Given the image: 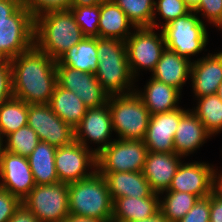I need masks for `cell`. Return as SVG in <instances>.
<instances>
[{"label": "cell", "mask_w": 222, "mask_h": 222, "mask_svg": "<svg viewBox=\"0 0 222 222\" xmlns=\"http://www.w3.org/2000/svg\"><path fill=\"white\" fill-rule=\"evenodd\" d=\"M135 28L153 27L155 0H112Z\"/></svg>", "instance_id": "1f68e13d"}, {"label": "cell", "mask_w": 222, "mask_h": 222, "mask_svg": "<svg viewBox=\"0 0 222 222\" xmlns=\"http://www.w3.org/2000/svg\"><path fill=\"white\" fill-rule=\"evenodd\" d=\"M144 89V92L136 89L134 91L145 104L150 115L180 108L177 105L181 96V92L178 89L154 78H150Z\"/></svg>", "instance_id": "cb8c5ba5"}, {"label": "cell", "mask_w": 222, "mask_h": 222, "mask_svg": "<svg viewBox=\"0 0 222 222\" xmlns=\"http://www.w3.org/2000/svg\"><path fill=\"white\" fill-rule=\"evenodd\" d=\"M183 1L188 7L191 8V10H194L200 2V0H183Z\"/></svg>", "instance_id": "c3c4849f"}, {"label": "cell", "mask_w": 222, "mask_h": 222, "mask_svg": "<svg viewBox=\"0 0 222 222\" xmlns=\"http://www.w3.org/2000/svg\"><path fill=\"white\" fill-rule=\"evenodd\" d=\"M84 37L70 10L52 11L35 18L34 45L56 61Z\"/></svg>", "instance_id": "7a4b0ae2"}, {"label": "cell", "mask_w": 222, "mask_h": 222, "mask_svg": "<svg viewBox=\"0 0 222 222\" xmlns=\"http://www.w3.org/2000/svg\"><path fill=\"white\" fill-rule=\"evenodd\" d=\"M125 44L128 64L135 79L140 69L153 72L166 48L162 30L160 34H156L153 27L135 28Z\"/></svg>", "instance_id": "9c48e42d"}, {"label": "cell", "mask_w": 222, "mask_h": 222, "mask_svg": "<svg viewBox=\"0 0 222 222\" xmlns=\"http://www.w3.org/2000/svg\"><path fill=\"white\" fill-rule=\"evenodd\" d=\"M4 140L2 138V136L0 135V161H1V157H2V153L4 151Z\"/></svg>", "instance_id": "681fc988"}, {"label": "cell", "mask_w": 222, "mask_h": 222, "mask_svg": "<svg viewBox=\"0 0 222 222\" xmlns=\"http://www.w3.org/2000/svg\"><path fill=\"white\" fill-rule=\"evenodd\" d=\"M218 176V177H217ZM214 192L222 198V172H216L214 180Z\"/></svg>", "instance_id": "bcb514c9"}, {"label": "cell", "mask_w": 222, "mask_h": 222, "mask_svg": "<svg viewBox=\"0 0 222 222\" xmlns=\"http://www.w3.org/2000/svg\"><path fill=\"white\" fill-rule=\"evenodd\" d=\"M8 222H40L23 204L14 212Z\"/></svg>", "instance_id": "7bdbcfd3"}, {"label": "cell", "mask_w": 222, "mask_h": 222, "mask_svg": "<svg viewBox=\"0 0 222 222\" xmlns=\"http://www.w3.org/2000/svg\"><path fill=\"white\" fill-rule=\"evenodd\" d=\"M98 67L95 76L109 95L134 92V76L130 70L126 44L122 40L97 38Z\"/></svg>", "instance_id": "3957f363"}, {"label": "cell", "mask_w": 222, "mask_h": 222, "mask_svg": "<svg viewBox=\"0 0 222 222\" xmlns=\"http://www.w3.org/2000/svg\"><path fill=\"white\" fill-rule=\"evenodd\" d=\"M216 95L222 100V82L218 86V90L216 92Z\"/></svg>", "instance_id": "f907efd6"}, {"label": "cell", "mask_w": 222, "mask_h": 222, "mask_svg": "<svg viewBox=\"0 0 222 222\" xmlns=\"http://www.w3.org/2000/svg\"><path fill=\"white\" fill-rule=\"evenodd\" d=\"M0 188L17 196L21 201L35 187L27 157L4 150L0 161Z\"/></svg>", "instance_id": "9a60e30c"}, {"label": "cell", "mask_w": 222, "mask_h": 222, "mask_svg": "<svg viewBox=\"0 0 222 222\" xmlns=\"http://www.w3.org/2000/svg\"><path fill=\"white\" fill-rule=\"evenodd\" d=\"M191 64V60L165 48L152 72V78L168 84L181 92L183 85L186 84L191 74Z\"/></svg>", "instance_id": "603a6c76"}, {"label": "cell", "mask_w": 222, "mask_h": 222, "mask_svg": "<svg viewBox=\"0 0 222 222\" xmlns=\"http://www.w3.org/2000/svg\"><path fill=\"white\" fill-rule=\"evenodd\" d=\"M49 106L66 124L75 129L87 111L84 102L72 91L56 84Z\"/></svg>", "instance_id": "484cf974"}, {"label": "cell", "mask_w": 222, "mask_h": 222, "mask_svg": "<svg viewBox=\"0 0 222 222\" xmlns=\"http://www.w3.org/2000/svg\"><path fill=\"white\" fill-rule=\"evenodd\" d=\"M62 222H105L99 219L80 217L69 214Z\"/></svg>", "instance_id": "ee69618b"}, {"label": "cell", "mask_w": 222, "mask_h": 222, "mask_svg": "<svg viewBox=\"0 0 222 222\" xmlns=\"http://www.w3.org/2000/svg\"><path fill=\"white\" fill-rule=\"evenodd\" d=\"M69 214L112 221L113 200L105 177L97 170L89 177L68 184Z\"/></svg>", "instance_id": "277c9868"}, {"label": "cell", "mask_w": 222, "mask_h": 222, "mask_svg": "<svg viewBox=\"0 0 222 222\" xmlns=\"http://www.w3.org/2000/svg\"><path fill=\"white\" fill-rule=\"evenodd\" d=\"M106 0H72L71 6H95Z\"/></svg>", "instance_id": "f6af8a7d"}, {"label": "cell", "mask_w": 222, "mask_h": 222, "mask_svg": "<svg viewBox=\"0 0 222 222\" xmlns=\"http://www.w3.org/2000/svg\"><path fill=\"white\" fill-rule=\"evenodd\" d=\"M161 198L155 192L145 198H116L113 201L111 222H131L152 217L160 211Z\"/></svg>", "instance_id": "44dd1931"}, {"label": "cell", "mask_w": 222, "mask_h": 222, "mask_svg": "<svg viewBox=\"0 0 222 222\" xmlns=\"http://www.w3.org/2000/svg\"><path fill=\"white\" fill-rule=\"evenodd\" d=\"M178 222H210V196L199 198L192 209Z\"/></svg>", "instance_id": "f35d334b"}, {"label": "cell", "mask_w": 222, "mask_h": 222, "mask_svg": "<svg viewBox=\"0 0 222 222\" xmlns=\"http://www.w3.org/2000/svg\"><path fill=\"white\" fill-rule=\"evenodd\" d=\"M56 149L55 146L40 141L33 152L27 157L36 185L59 182L55 169Z\"/></svg>", "instance_id": "4316f807"}, {"label": "cell", "mask_w": 222, "mask_h": 222, "mask_svg": "<svg viewBox=\"0 0 222 222\" xmlns=\"http://www.w3.org/2000/svg\"><path fill=\"white\" fill-rule=\"evenodd\" d=\"M216 170L205 162L182 163L166 191L186 192L204 198L214 192Z\"/></svg>", "instance_id": "5bb4252c"}, {"label": "cell", "mask_w": 222, "mask_h": 222, "mask_svg": "<svg viewBox=\"0 0 222 222\" xmlns=\"http://www.w3.org/2000/svg\"><path fill=\"white\" fill-rule=\"evenodd\" d=\"M68 184L35 185L22 200L40 222H62L69 215Z\"/></svg>", "instance_id": "52a82bcc"}, {"label": "cell", "mask_w": 222, "mask_h": 222, "mask_svg": "<svg viewBox=\"0 0 222 222\" xmlns=\"http://www.w3.org/2000/svg\"><path fill=\"white\" fill-rule=\"evenodd\" d=\"M21 5V0H0V29Z\"/></svg>", "instance_id": "60d3db41"}, {"label": "cell", "mask_w": 222, "mask_h": 222, "mask_svg": "<svg viewBox=\"0 0 222 222\" xmlns=\"http://www.w3.org/2000/svg\"><path fill=\"white\" fill-rule=\"evenodd\" d=\"M207 19L213 26L222 29V0H200L193 10Z\"/></svg>", "instance_id": "8d00e7d4"}, {"label": "cell", "mask_w": 222, "mask_h": 222, "mask_svg": "<svg viewBox=\"0 0 222 222\" xmlns=\"http://www.w3.org/2000/svg\"><path fill=\"white\" fill-rule=\"evenodd\" d=\"M85 37L99 38L100 4L71 6L69 9Z\"/></svg>", "instance_id": "836d02e7"}, {"label": "cell", "mask_w": 222, "mask_h": 222, "mask_svg": "<svg viewBox=\"0 0 222 222\" xmlns=\"http://www.w3.org/2000/svg\"><path fill=\"white\" fill-rule=\"evenodd\" d=\"M89 168L91 171L87 172ZM97 168L96 153L78 141L58 147L55 153V169L59 182L72 183L91 176Z\"/></svg>", "instance_id": "7c38bea8"}, {"label": "cell", "mask_w": 222, "mask_h": 222, "mask_svg": "<svg viewBox=\"0 0 222 222\" xmlns=\"http://www.w3.org/2000/svg\"><path fill=\"white\" fill-rule=\"evenodd\" d=\"M212 137L197 116L188 110L181 118L174 135V153L182 157L194 153Z\"/></svg>", "instance_id": "ffe728a7"}, {"label": "cell", "mask_w": 222, "mask_h": 222, "mask_svg": "<svg viewBox=\"0 0 222 222\" xmlns=\"http://www.w3.org/2000/svg\"><path fill=\"white\" fill-rule=\"evenodd\" d=\"M148 149L144 141L114 139L96 154L98 172L143 171Z\"/></svg>", "instance_id": "ba28073f"}, {"label": "cell", "mask_w": 222, "mask_h": 222, "mask_svg": "<svg viewBox=\"0 0 222 222\" xmlns=\"http://www.w3.org/2000/svg\"><path fill=\"white\" fill-rule=\"evenodd\" d=\"M210 222H222V198L215 192L210 195Z\"/></svg>", "instance_id": "b9f144b4"}, {"label": "cell", "mask_w": 222, "mask_h": 222, "mask_svg": "<svg viewBox=\"0 0 222 222\" xmlns=\"http://www.w3.org/2000/svg\"><path fill=\"white\" fill-rule=\"evenodd\" d=\"M196 100L198 106L192 112L211 136L218 134L222 131V100L216 94L202 96Z\"/></svg>", "instance_id": "f546056e"}, {"label": "cell", "mask_w": 222, "mask_h": 222, "mask_svg": "<svg viewBox=\"0 0 222 222\" xmlns=\"http://www.w3.org/2000/svg\"><path fill=\"white\" fill-rule=\"evenodd\" d=\"M112 117L108 104L100 107L89 108L81 119L79 125L74 129L75 140L86 148H89L88 141L99 144L94 149L97 154L111 142ZM110 138V140H109ZM88 140V141H87Z\"/></svg>", "instance_id": "2e32d148"}, {"label": "cell", "mask_w": 222, "mask_h": 222, "mask_svg": "<svg viewBox=\"0 0 222 222\" xmlns=\"http://www.w3.org/2000/svg\"><path fill=\"white\" fill-rule=\"evenodd\" d=\"M107 104L112 117V128L121 140L144 141L150 112L139 96L129 94L111 95Z\"/></svg>", "instance_id": "5b68a950"}, {"label": "cell", "mask_w": 222, "mask_h": 222, "mask_svg": "<svg viewBox=\"0 0 222 222\" xmlns=\"http://www.w3.org/2000/svg\"><path fill=\"white\" fill-rule=\"evenodd\" d=\"M187 111L180 107L173 111L150 115L144 138L148 151L174 153V135L180 118Z\"/></svg>", "instance_id": "e0dca14e"}, {"label": "cell", "mask_w": 222, "mask_h": 222, "mask_svg": "<svg viewBox=\"0 0 222 222\" xmlns=\"http://www.w3.org/2000/svg\"><path fill=\"white\" fill-rule=\"evenodd\" d=\"M131 222H169L161 213V211H159L157 214H155L152 217L143 219V220H136V221H131Z\"/></svg>", "instance_id": "7dc6e473"}, {"label": "cell", "mask_w": 222, "mask_h": 222, "mask_svg": "<svg viewBox=\"0 0 222 222\" xmlns=\"http://www.w3.org/2000/svg\"><path fill=\"white\" fill-rule=\"evenodd\" d=\"M27 125L36 132L40 141L56 148L75 141L74 129L53 112L49 104H29Z\"/></svg>", "instance_id": "8fae6325"}, {"label": "cell", "mask_w": 222, "mask_h": 222, "mask_svg": "<svg viewBox=\"0 0 222 222\" xmlns=\"http://www.w3.org/2000/svg\"><path fill=\"white\" fill-rule=\"evenodd\" d=\"M21 204L17 196L0 188V222H8Z\"/></svg>", "instance_id": "ab89813d"}, {"label": "cell", "mask_w": 222, "mask_h": 222, "mask_svg": "<svg viewBox=\"0 0 222 222\" xmlns=\"http://www.w3.org/2000/svg\"><path fill=\"white\" fill-rule=\"evenodd\" d=\"M85 73H95L98 67L97 38L84 37L56 62Z\"/></svg>", "instance_id": "83f0119b"}, {"label": "cell", "mask_w": 222, "mask_h": 222, "mask_svg": "<svg viewBox=\"0 0 222 222\" xmlns=\"http://www.w3.org/2000/svg\"><path fill=\"white\" fill-rule=\"evenodd\" d=\"M166 194L160 199V211L169 222H178L195 205L199 197L186 192L163 191Z\"/></svg>", "instance_id": "4dcf8cb0"}, {"label": "cell", "mask_w": 222, "mask_h": 222, "mask_svg": "<svg viewBox=\"0 0 222 222\" xmlns=\"http://www.w3.org/2000/svg\"><path fill=\"white\" fill-rule=\"evenodd\" d=\"M13 96L12 66L10 59L0 61V105Z\"/></svg>", "instance_id": "74e56055"}, {"label": "cell", "mask_w": 222, "mask_h": 222, "mask_svg": "<svg viewBox=\"0 0 222 222\" xmlns=\"http://www.w3.org/2000/svg\"><path fill=\"white\" fill-rule=\"evenodd\" d=\"M99 38L125 40L132 34L134 25L128 20L125 12L112 0L100 4Z\"/></svg>", "instance_id": "d4e9b609"}, {"label": "cell", "mask_w": 222, "mask_h": 222, "mask_svg": "<svg viewBox=\"0 0 222 222\" xmlns=\"http://www.w3.org/2000/svg\"><path fill=\"white\" fill-rule=\"evenodd\" d=\"M21 2L34 19L48 12L69 10L72 5V0H21Z\"/></svg>", "instance_id": "d590c367"}, {"label": "cell", "mask_w": 222, "mask_h": 222, "mask_svg": "<svg viewBox=\"0 0 222 222\" xmlns=\"http://www.w3.org/2000/svg\"><path fill=\"white\" fill-rule=\"evenodd\" d=\"M57 84L74 92L89 108L107 103L109 95L103 90L94 73H85L64 65H56Z\"/></svg>", "instance_id": "4fadbf2b"}, {"label": "cell", "mask_w": 222, "mask_h": 222, "mask_svg": "<svg viewBox=\"0 0 222 222\" xmlns=\"http://www.w3.org/2000/svg\"><path fill=\"white\" fill-rule=\"evenodd\" d=\"M5 59L1 54H0V61Z\"/></svg>", "instance_id": "816d5d0a"}, {"label": "cell", "mask_w": 222, "mask_h": 222, "mask_svg": "<svg viewBox=\"0 0 222 222\" xmlns=\"http://www.w3.org/2000/svg\"><path fill=\"white\" fill-rule=\"evenodd\" d=\"M205 23L191 10L162 27L166 48L189 60L205 49L208 32Z\"/></svg>", "instance_id": "8992f818"}, {"label": "cell", "mask_w": 222, "mask_h": 222, "mask_svg": "<svg viewBox=\"0 0 222 222\" xmlns=\"http://www.w3.org/2000/svg\"><path fill=\"white\" fill-rule=\"evenodd\" d=\"M35 19L21 5L0 29V54L7 59L17 57L34 46Z\"/></svg>", "instance_id": "30bf717a"}, {"label": "cell", "mask_w": 222, "mask_h": 222, "mask_svg": "<svg viewBox=\"0 0 222 222\" xmlns=\"http://www.w3.org/2000/svg\"><path fill=\"white\" fill-rule=\"evenodd\" d=\"M99 173L105 177L113 201L121 197L145 198L153 193L142 171Z\"/></svg>", "instance_id": "7402d4cb"}, {"label": "cell", "mask_w": 222, "mask_h": 222, "mask_svg": "<svg viewBox=\"0 0 222 222\" xmlns=\"http://www.w3.org/2000/svg\"><path fill=\"white\" fill-rule=\"evenodd\" d=\"M190 78L197 98L216 94L222 82V51L192 62Z\"/></svg>", "instance_id": "ac0fdd59"}, {"label": "cell", "mask_w": 222, "mask_h": 222, "mask_svg": "<svg viewBox=\"0 0 222 222\" xmlns=\"http://www.w3.org/2000/svg\"><path fill=\"white\" fill-rule=\"evenodd\" d=\"M5 139L4 150L23 157H28L40 142L36 132L28 125L7 135Z\"/></svg>", "instance_id": "d6a6232c"}, {"label": "cell", "mask_w": 222, "mask_h": 222, "mask_svg": "<svg viewBox=\"0 0 222 222\" xmlns=\"http://www.w3.org/2000/svg\"><path fill=\"white\" fill-rule=\"evenodd\" d=\"M10 62L13 96L28 105L48 104L57 84V61L34 45Z\"/></svg>", "instance_id": "6da1fadb"}, {"label": "cell", "mask_w": 222, "mask_h": 222, "mask_svg": "<svg viewBox=\"0 0 222 222\" xmlns=\"http://www.w3.org/2000/svg\"><path fill=\"white\" fill-rule=\"evenodd\" d=\"M181 159L176 153L147 152L142 172L153 192L160 194L168 190Z\"/></svg>", "instance_id": "d6986e66"}, {"label": "cell", "mask_w": 222, "mask_h": 222, "mask_svg": "<svg viewBox=\"0 0 222 222\" xmlns=\"http://www.w3.org/2000/svg\"><path fill=\"white\" fill-rule=\"evenodd\" d=\"M191 11V8L188 7L183 0H155L154 5V16H153V28H159L158 22H156V13L161 15L165 23L161 25V28L171 22L174 19H177Z\"/></svg>", "instance_id": "e575fe53"}, {"label": "cell", "mask_w": 222, "mask_h": 222, "mask_svg": "<svg viewBox=\"0 0 222 222\" xmlns=\"http://www.w3.org/2000/svg\"><path fill=\"white\" fill-rule=\"evenodd\" d=\"M28 104L12 97L0 105V135L5 138L27 125ZM5 136V137H4Z\"/></svg>", "instance_id": "f1b7e54d"}]
</instances>
